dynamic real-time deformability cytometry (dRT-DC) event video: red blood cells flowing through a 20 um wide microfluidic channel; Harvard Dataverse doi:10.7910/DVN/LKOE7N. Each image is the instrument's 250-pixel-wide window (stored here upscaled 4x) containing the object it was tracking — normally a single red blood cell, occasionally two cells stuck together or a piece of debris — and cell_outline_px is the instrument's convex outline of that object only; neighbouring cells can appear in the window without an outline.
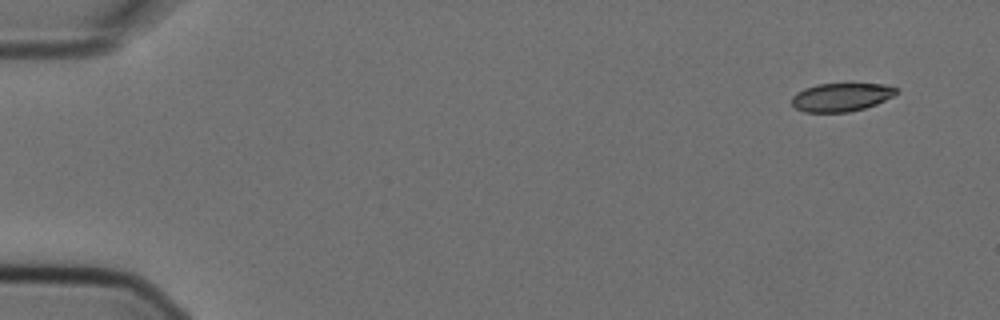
{"species": "Egyptian fruit bat (a non-hibernating species)", "species_latin": "Rousettus aegyptiacus", "temperature_condition": "cold", "stored_images_in_passage": 13, "camera_frame_rate_fps": 3000, "um_per_image_px": 0.085, "animal": {"sex": "female"}, "frame": {"image": 1, "passage_image": 1, "time_ms": 0.0, "image_size_px": [1000, 320], "cell_outline_px": [[896, 92], [892, 96], [876, 104], [864, 108], [848, 112], [804, 112], [796, 108], [792, 104], [792, 96], [796, 92], [804, 88], [816, 84], [848, 80], [884, 84], [896, 88]], "centroid_in_image_um": [71.49, 8.19], "position_along_channel_um": 13.5, "area_um2": 18.09}}
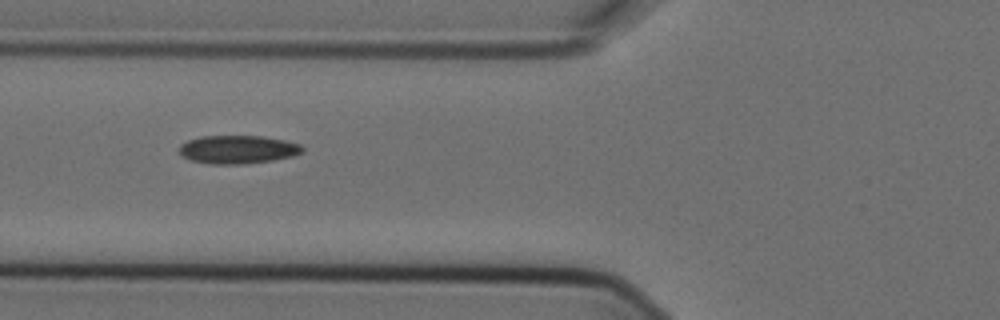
{"frame": {"image": 2, "passage_image": 5, "time_ms": 1.333, "image_size_px": [1000, 320], "cell_outline_px": [[304, 152], [292, 156], [272, 160], [244, 164], [208, 164], [192, 160], [180, 156], [180, 144], [188, 140], [200, 136], [264, 136], [284, 140], [300, 144], [304, 148]], "centroid_in_image_um": [20.21, 12.7], "position_along_channel_um": 105.6, "area_um2": 20.4}}
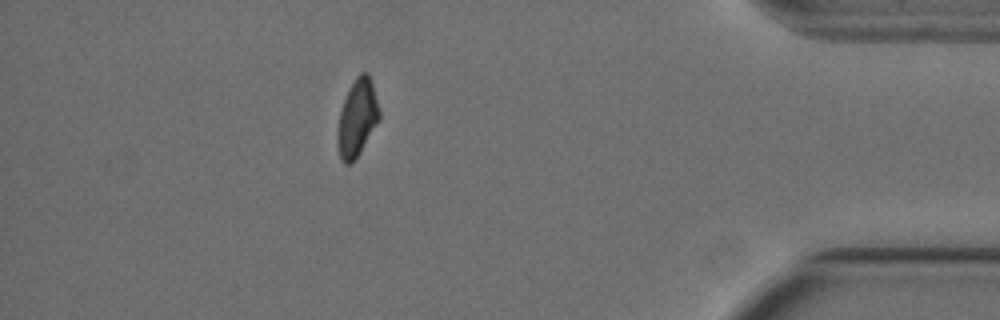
{"frame": {"image": 3, "passage_image": 13, "time_ms": 4.0, "image_size_px": [1000, 320], "cell_outline_px": [[380, 120], [360, 152], [352, 164], [344, 164], [340, 160], [336, 140], [336, 136], [340, 112], [348, 88], [356, 76], [360, 72], [368, 72], [372, 84], [380, 112]], "centroid_in_image_um": [30.34, 10.05], "position_along_channel_um": 404.9, "area_um2": 18.96}}